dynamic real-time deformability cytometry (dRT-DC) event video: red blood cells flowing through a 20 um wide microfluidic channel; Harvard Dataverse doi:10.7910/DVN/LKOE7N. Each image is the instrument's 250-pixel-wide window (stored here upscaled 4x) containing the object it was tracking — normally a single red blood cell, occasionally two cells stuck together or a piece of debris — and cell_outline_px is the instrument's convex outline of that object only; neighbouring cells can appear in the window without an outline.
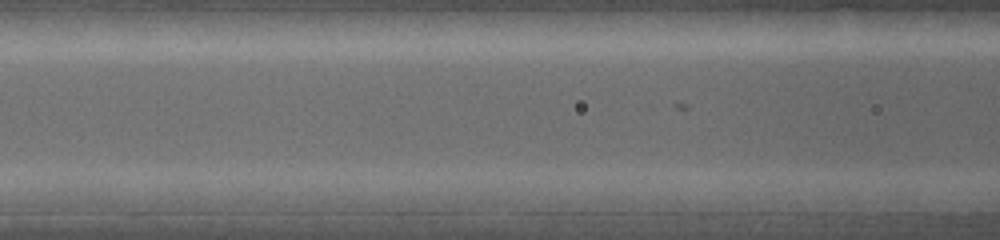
{"species": "common noctule bat (a hibernating species)", "species_latin": "Nyctalus noctula", "temperature_condition": "warm", "stored_images_in_passage": 3, "segment_of_instrument_passage": [2, 2], "camera_frame_rate_fps": 5000, "um_per_image_px": 0.085, "animal": {"sex": "female", "body_mass_g": 19.0, "forearm_length_mm": 53.3}, "frame": {"image": 1, "passage_image": 3, "time_ms": 0.8, "image_size_px": [1000, 240], "cell_outline_px": [[864, 200], [860, 212], [768, 212], [764, 208], [764, 196], [772, 192], [844, 192], [860, 196]], "centroid_in_image_um": [69.08, 17.19], "position_along_channel_um": 97.5, "area_um2": 13.7}}